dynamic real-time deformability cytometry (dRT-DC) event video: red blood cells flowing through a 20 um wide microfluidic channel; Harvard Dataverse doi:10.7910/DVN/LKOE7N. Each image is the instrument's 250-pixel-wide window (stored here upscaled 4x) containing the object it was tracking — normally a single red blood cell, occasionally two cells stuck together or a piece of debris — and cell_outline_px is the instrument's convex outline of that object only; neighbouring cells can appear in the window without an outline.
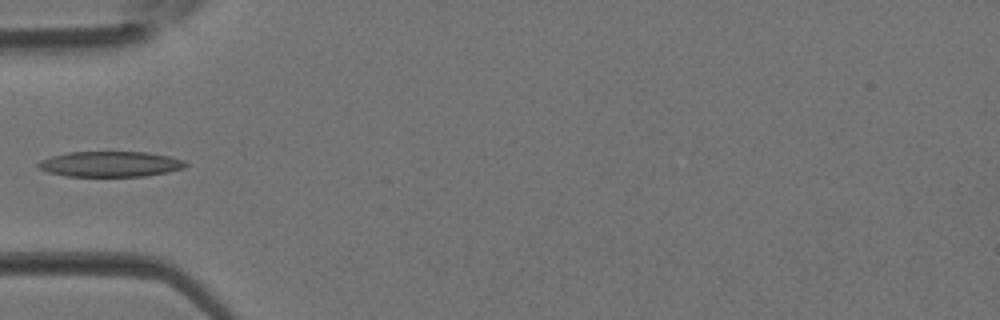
{"species": "Egyptian fruit bat (a non-hibernating species)", "species_latin": "Rousettus aegyptiacus", "temperature_condition": "room temperature", "stored_images_in_passage": 4, "camera_frame_rate_fps": 3000, "um_per_image_px": 0.085, "animal": {"sex": "female"}, "frame": {"image": 1, "passage_image": 4, "time_ms": 1.0, "image_size_px": [1000, 320], "cell_outline_px": [[188, 164], [184, 168], [168, 172], [144, 176], [64, 176], [48, 172], [36, 168], [36, 164], [40, 160], [52, 156], [68, 152], [148, 152], [168, 156], [184, 160]], "centroid_in_image_um": [9.35, 13.95], "position_along_channel_um": 75.7, "area_um2": 21.96}}